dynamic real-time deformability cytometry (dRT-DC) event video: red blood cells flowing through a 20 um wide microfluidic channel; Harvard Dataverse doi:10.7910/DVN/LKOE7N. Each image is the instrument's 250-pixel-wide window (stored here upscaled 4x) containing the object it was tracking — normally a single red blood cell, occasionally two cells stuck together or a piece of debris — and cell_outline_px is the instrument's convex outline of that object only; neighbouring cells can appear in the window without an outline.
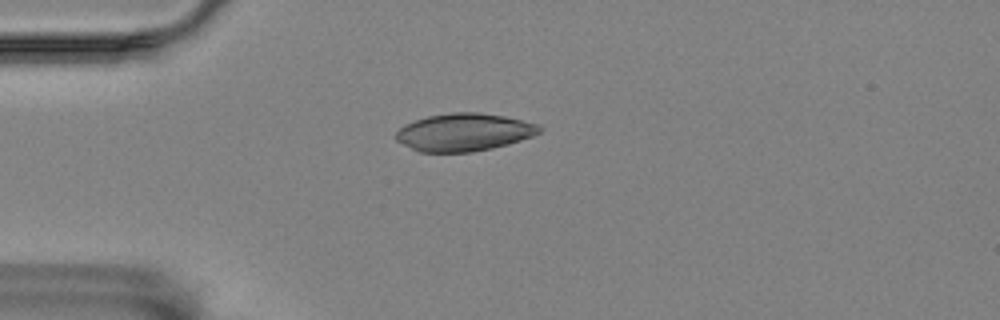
{"species": "Egyptian fruit bat (a non-hibernating species)", "species_latin": "Rousettus aegyptiacus", "temperature_condition": "room temperature", "stored_images_in_passage": 2, "camera_frame_rate_fps": 3000, "um_per_image_px": 0.085, "animal": {"sex": "female"}, "frame": {"image": 1, "passage_image": 1, "time_ms": 0.0, "image_size_px": [1000, 320], "cell_outline_px": [[540, 132], [532, 136], [508, 144], [492, 148], [472, 152], [420, 152], [396, 140], [396, 132], [404, 124], [428, 116], [452, 112], [480, 112], [504, 116], [540, 124]], "centroid_in_image_um": [39.45, 11.23], "position_along_channel_um": 45.6, "area_um2": 31.39}}